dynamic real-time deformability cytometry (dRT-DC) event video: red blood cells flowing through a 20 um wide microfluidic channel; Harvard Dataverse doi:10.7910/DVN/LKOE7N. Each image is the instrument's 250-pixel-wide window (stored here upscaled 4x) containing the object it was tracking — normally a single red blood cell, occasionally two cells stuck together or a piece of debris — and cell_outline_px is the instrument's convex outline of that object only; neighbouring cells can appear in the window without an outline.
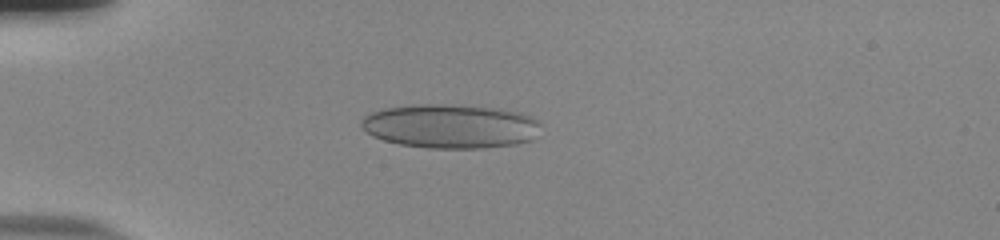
{"species": "human", "species_latin": "Homo sapiens", "temperature_condition": "room temperature", "stored_images_in_passage": 51, "camera_frame_rate_fps": 3000, "um_per_image_px": 0.085, "donor": {"sex": "male"}, "frame": {"image": 1, "passage_image": 12, "time_ms": 3.667, "image_size_px": [1000, 240], "cell_outline_px": [[536, 124], [528, 140], [512, 144], [476, 148], [428, 148], [400, 144], [384, 140], [372, 136], [360, 124], [360, 120], [364, 116], [372, 112], [384, 108], [412, 104], [460, 104], [492, 108], [512, 112], [528, 116], [536, 120]], "centroid_in_image_um": [38.11, 10.71], "position_along_channel_um": 46.9, "area_um2": 45.08}}
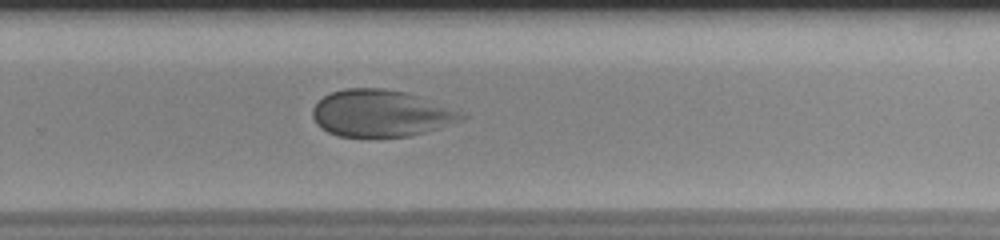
{"frame": {"image": 2, "passage_image": 34, "time_ms": 11.0, "image_size_px": [1000, 240], "cell_outline_px": [[468, 116], [464, 120], [440, 128], [408, 136], [340, 136], [328, 132], [320, 128], [316, 124], [312, 116], [312, 108], [324, 96], [332, 92], [344, 88], [384, 88], [408, 92], [468, 112]], "centroid_in_image_um": [32.45, 9.62], "position_along_channel_um": 297.3, "area_um2": 41.15}}
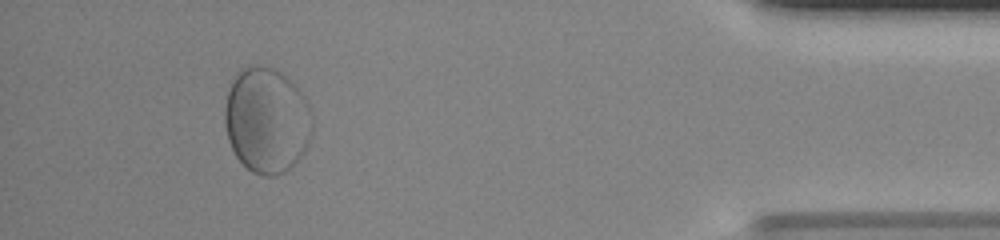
{"frame": {"image": 3, "passage_image": 47, "time_ms": 15.333, "image_size_px": [1000, 240], "cell_outline_px": [[312, 136], [304, 152], [284, 172], [272, 176], [264, 176], [252, 172], [236, 156], [228, 140], [224, 120], [224, 112], [228, 92], [232, 76], [236, 72], [244, 68], [272, 68], [288, 76], [296, 84], [308, 100], [312, 108]], "centroid_in_image_um": [22.7, 10.22], "position_along_channel_um": 412.5, "area_um2": 54.1}}